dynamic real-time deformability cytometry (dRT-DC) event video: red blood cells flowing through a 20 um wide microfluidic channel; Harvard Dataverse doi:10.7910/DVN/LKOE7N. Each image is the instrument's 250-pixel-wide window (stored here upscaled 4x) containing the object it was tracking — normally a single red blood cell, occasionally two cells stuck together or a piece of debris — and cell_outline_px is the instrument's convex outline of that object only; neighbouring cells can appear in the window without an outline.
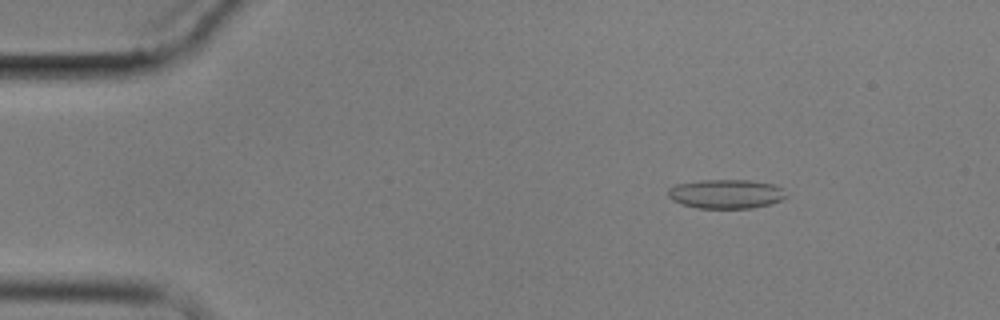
{"species": "common noctule bat (a hibernating species)", "species_latin": "Nyctalus noctula", "temperature_condition": "cold", "stored_images_in_passage": 10, "camera_frame_rate_fps": 3000, "um_per_image_px": 0.085, "animal": {"sex": "male", "body_mass_g": 17.9}, "frame": {"image": 1, "passage_image": 1, "time_ms": 0.0, "image_size_px": [1000, 320], "cell_outline_px": [[788, 196], [780, 200], [768, 204], [752, 208], [696, 208], [672, 200], [668, 196], [668, 188], [676, 184], [700, 180], [748, 180], [772, 184], [784, 188]], "centroid_in_image_um": [61.72, 16.48], "position_along_channel_um": 23.3, "area_um2": 20.06}}
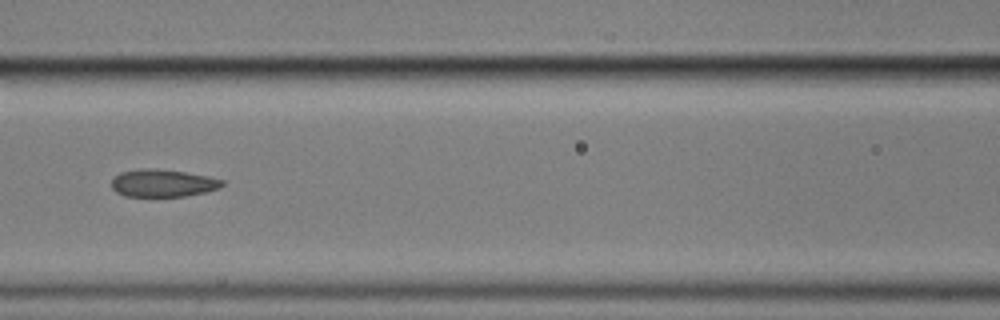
{"frame": {"image": 2, "passage_image": 6, "time_ms": 5.667, "image_size_px": [1000, 320], "cell_outline_px": [[224, 184], [220, 188], [204, 192], [184, 196], [124, 196], [116, 192], [112, 188], [112, 180], [120, 172], [140, 168], [152, 168], [184, 172], [208, 176], [224, 180]], "centroid_in_image_um": [13.83, 15.56], "position_along_channel_um": 152.8, "area_um2": 17.69}}
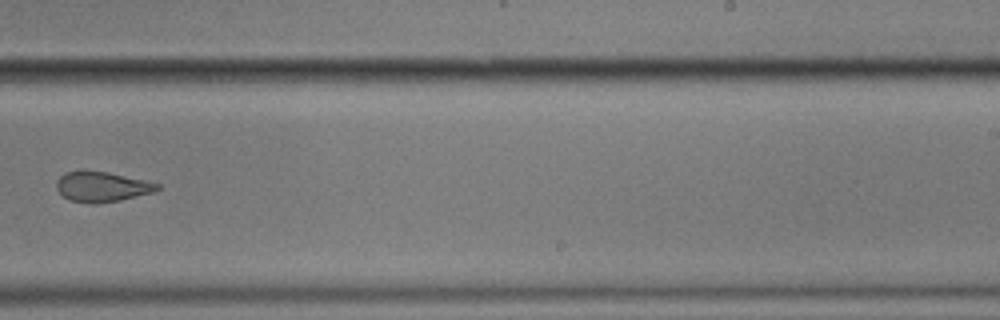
{"frame": {"image": 3, "passage_image": 9, "time_ms": 9.333, "image_size_px": [1000, 320], "cell_outline_px": [[160, 188], [152, 192], [120, 200], [92, 204], [88, 204], [68, 200], [56, 188], [56, 180], [64, 172], [108, 172], [144, 180], [160, 184]], "centroid_in_image_um": [8.64, 15.89], "position_along_channel_um": 280.4, "area_um2": 17.4}}